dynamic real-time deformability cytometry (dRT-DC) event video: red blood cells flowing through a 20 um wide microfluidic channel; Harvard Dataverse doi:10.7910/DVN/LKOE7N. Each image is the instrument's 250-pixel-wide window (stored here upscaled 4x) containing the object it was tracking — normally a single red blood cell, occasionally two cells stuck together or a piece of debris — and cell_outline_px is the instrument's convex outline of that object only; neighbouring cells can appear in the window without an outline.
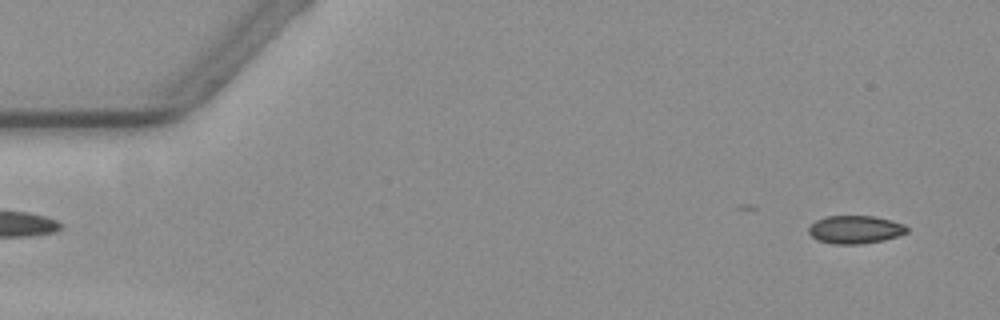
{"species": "common noctule bat (a hibernating species)", "species_latin": "Nyctalus noctula", "temperature_condition": "warm", "stored_images_in_passage": 13, "camera_frame_rate_fps": 3000, "um_per_image_px": 0.085, "animal": {"sex": "female", "body_mass_g": 19.3, "forearm_length_mm": 54.1}, "frame": {"image": 1, "passage_image": 3, "time_ms": 0.667, "image_size_px": [1000, 320], "cell_outline_px": [[908, 232], [896, 236], [880, 240], [856, 244], [836, 244], [820, 240], [812, 236], [808, 232], [808, 228], [816, 220], [824, 216], [876, 216], [892, 220], [904, 224], [908, 228]], "centroid_in_image_um": [72.69, 19.49], "position_along_channel_um": 12.3, "area_um2": 15.84}}